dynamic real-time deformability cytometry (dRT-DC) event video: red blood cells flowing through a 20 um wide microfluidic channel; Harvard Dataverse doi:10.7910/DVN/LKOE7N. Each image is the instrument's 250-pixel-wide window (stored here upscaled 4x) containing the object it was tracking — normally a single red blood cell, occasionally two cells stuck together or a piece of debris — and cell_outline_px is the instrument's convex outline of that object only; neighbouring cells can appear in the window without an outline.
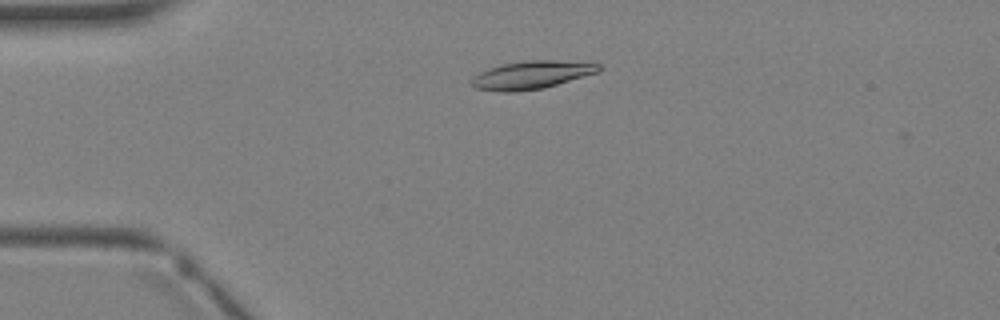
{"species": "Egyptian fruit bat (a non-hibernating species)", "species_latin": "Rousettus aegyptiacus", "temperature_condition": "warm", "stored_images_in_passage": 3, "camera_frame_rate_fps": 3000, "um_per_image_px": 0.085, "animal": {"sex": "female"}, "frame": {"image": 1, "passage_image": 2, "time_ms": 1.333, "image_size_px": [1000, 320], "cell_outline_px": [[604, 68], [600, 72], [544, 88], [516, 92], [500, 92], [476, 88], [472, 84], [472, 80], [480, 72], [504, 64], [528, 60], [556, 60], [600, 64]], "centroid_in_image_um": [45.27, 6.38], "position_along_channel_um": 39.7, "area_um2": 20.63}}